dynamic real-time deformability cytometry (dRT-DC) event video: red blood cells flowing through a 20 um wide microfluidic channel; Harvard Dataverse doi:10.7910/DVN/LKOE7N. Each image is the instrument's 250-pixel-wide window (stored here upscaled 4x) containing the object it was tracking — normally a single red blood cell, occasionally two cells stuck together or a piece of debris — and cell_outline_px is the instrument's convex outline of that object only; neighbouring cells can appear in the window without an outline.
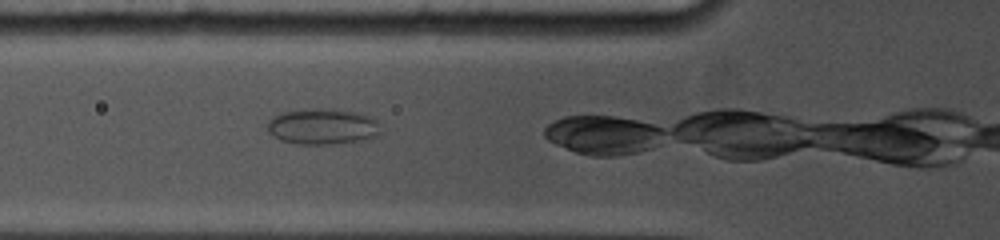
{"species": "common noctule bat (a hibernating species)", "species_latin": "Nyctalus noctula", "temperature_condition": "cold", "stored_images_in_passage": 3, "camera_frame_rate_fps": 5000, "um_per_image_px": 0.085, "animal": {"sex": "female", "body_mass_g": 19.0, "forearm_length_mm": 53.3}, "frame": {"image": 1, "passage_image": 2, "time_ms": 0.8, "image_size_px": [1000, 240], "cell_outline_px": [[380, 136], [368, 140], [332, 144], [300, 144], [280, 140], [272, 136], [268, 132], [268, 120], [272, 116], [280, 112], [308, 108], [332, 108], [360, 112], [376, 120], [380, 124]], "centroid_in_image_um": [27.44, 10.74], "position_along_channel_um": 98.4, "area_um2": 24.39}}